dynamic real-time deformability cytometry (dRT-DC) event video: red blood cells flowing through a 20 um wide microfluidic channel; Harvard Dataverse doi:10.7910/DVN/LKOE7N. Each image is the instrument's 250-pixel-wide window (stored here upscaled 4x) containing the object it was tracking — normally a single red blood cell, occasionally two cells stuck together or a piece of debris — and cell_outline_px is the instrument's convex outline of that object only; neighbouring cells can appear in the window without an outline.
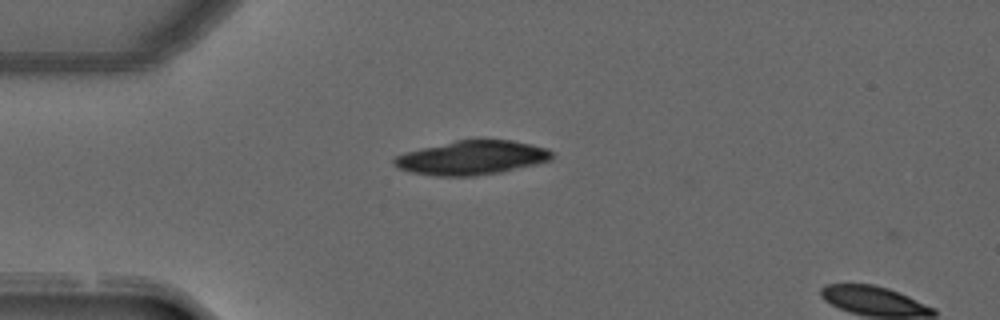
{"species": "common noctule bat (a hibernating species)", "species_latin": "Nyctalus noctula", "temperature_condition": "warm", "stored_images_in_passage": 5, "camera_frame_rate_fps": 3000, "um_per_image_px": 0.085, "animal": {"sex": "male", "forearm_length_mm": 52.5}, "frame": {"image": 1, "passage_image": 3, "time_ms": 0.667, "image_size_px": [1000, 320], "cell_outline_px": [[552, 160], [536, 164], [500, 172], [476, 176], [436, 176], [412, 172], [396, 168], [392, 164], [392, 160], [396, 156], [420, 148], [456, 140], [512, 140], [532, 144], [548, 148], [552, 152]], "centroid_in_image_um": [40.11, 13.41], "position_along_channel_um": 44.9, "area_um2": 31.33}}